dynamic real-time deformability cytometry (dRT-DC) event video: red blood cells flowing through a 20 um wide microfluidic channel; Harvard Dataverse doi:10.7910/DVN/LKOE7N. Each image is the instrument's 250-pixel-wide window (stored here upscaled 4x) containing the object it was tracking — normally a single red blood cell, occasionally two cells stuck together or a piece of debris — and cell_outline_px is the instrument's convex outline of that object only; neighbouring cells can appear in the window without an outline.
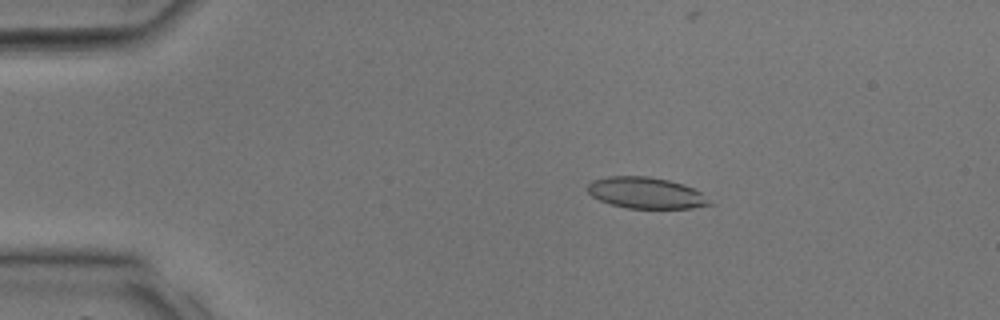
{"species": "common noctule bat (a hibernating species)", "species_latin": "Nyctalus noctula", "temperature_condition": "room temperature", "stored_images_in_passage": 36, "camera_frame_rate_fps": 3000, "um_per_image_px": 0.085, "animal": {"sex": "male", "body_mass_g": 17.9, "forearm_length_mm": 54.2}, "frame": {"image": 1, "passage_image": 7, "time_ms": 2.0, "image_size_px": [1000, 320], "cell_outline_px": [[712, 204], [692, 208], [628, 208], [612, 204], [600, 200], [592, 196], [588, 192], [588, 184], [592, 180], [608, 176], [648, 176], [668, 180], [684, 184], [700, 192]], "centroid_in_image_um": [54.88, 16.39], "position_along_channel_um": 30.1, "area_um2": 21.96}}
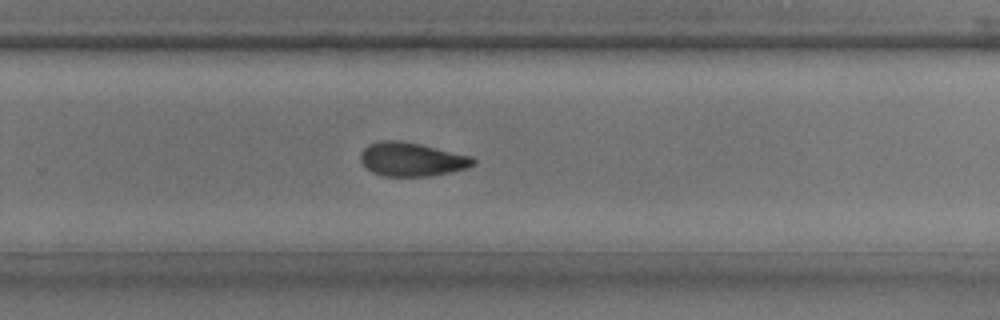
{"frame": {"image": 2, "passage_image": 24, "time_ms": 7.667, "image_size_px": [1000, 320], "cell_outline_px": [[476, 164], [468, 168], [432, 176], [384, 176], [372, 172], [360, 160], [360, 152], [368, 144], [380, 140], [400, 140], [420, 144], [472, 156], [476, 160]], "centroid_in_image_um": [35.01, 13.54], "position_along_channel_um": 294.8, "area_um2": 22.31}}
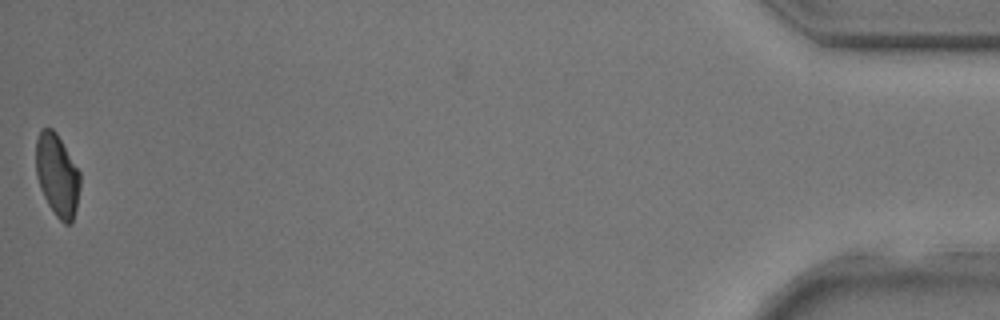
{"frame": {"image": 3, "passage_image": 36, "time_ms": 11.667, "image_size_px": [1000, 320], "cell_outline_px": [[80, 188], [76, 208], [72, 220], [68, 224], [64, 224], [56, 216], [48, 204], [40, 188], [36, 176], [36, 140], [40, 128], [52, 128], [56, 132], [80, 172]], "centroid_in_image_um": [4.85, 14.87], "position_along_channel_um": 430.3, "area_um2": 21.15}}